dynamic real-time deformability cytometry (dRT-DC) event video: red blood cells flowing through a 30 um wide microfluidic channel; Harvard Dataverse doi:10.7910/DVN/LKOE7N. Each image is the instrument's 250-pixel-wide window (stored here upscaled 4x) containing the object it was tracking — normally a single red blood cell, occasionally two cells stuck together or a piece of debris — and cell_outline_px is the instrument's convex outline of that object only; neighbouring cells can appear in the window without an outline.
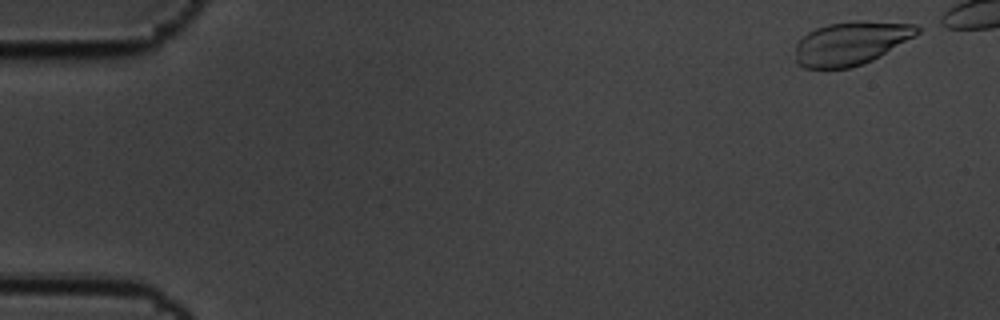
{"species": "common noctule bat (a hibernating species)", "species_latin": "Nyctalus noctula", "temperature_condition": "cold", "stored_images_in_passage": 50, "camera_frame_rate_fps": 3000, "um_per_image_px": 0.085, "animal": {"sex": "male", "body_mass_g": 19.5, "forearm_length_mm": 54.6}, "frame": {"image": 1, "passage_image": 1, "time_ms": 0.0, "image_size_px": [1000, 320], "cell_outline_px": [[920, 32], [880, 56], [864, 64], [848, 68], [804, 68], [796, 60], [796, 44], [808, 32], [816, 28], [828, 24], [856, 20], [860, 20], [916, 24], [920, 28]], "centroid_in_image_um": [72.33, 3.66], "position_along_channel_um": 12.7, "area_um2": 30.63}}
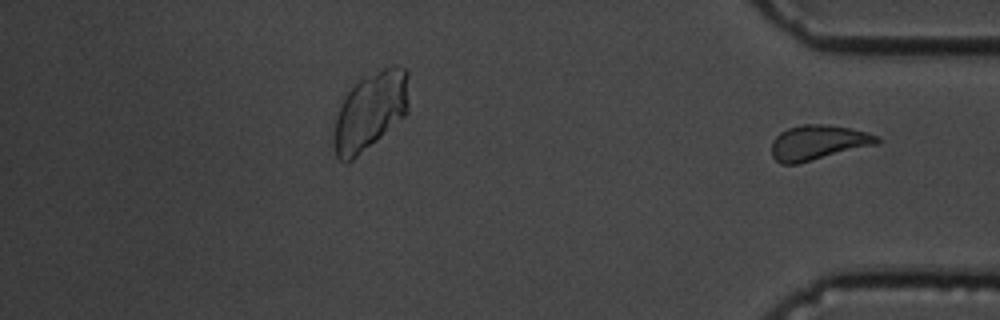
{"frame": {"image": 2, "passage_image": 50, "time_ms": 16.333, "image_size_px": [1000, 320], "cell_outline_px": [[880, 144], [796, 164], [780, 164], [772, 156], [772, 140], [780, 132], [788, 128], [800, 124], [824, 124], [848, 128], [868, 132], [880, 136]], "centroid_in_image_um": [69.56, 12.11], "position_along_channel_um": 365.6, "area_um2": 21.62}}